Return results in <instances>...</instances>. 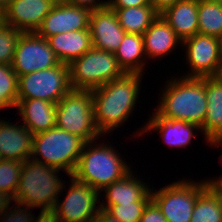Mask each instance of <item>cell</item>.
I'll return each instance as SVG.
<instances>
[{"mask_svg":"<svg viewBox=\"0 0 222 222\" xmlns=\"http://www.w3.org/2000/svg\"><path fill=\"white\" fill-rule=\"evenodd\" d=\"M33 222H61V220L53 209H42Z\"/></svg>","mask_w":222,"mask_h":222,"instance_id":"obj_36","label":"cell"},{"mask_svg":"<svg viewBox=\"0 0 222 222\" xmlns=\"http://www.w3.org/2000/svg\"><path fill=\"white\" fill-rule=\"evenodd\" d=\"M30 209L33 208L15 203L14 207H10L0 216V222H33L35 214H32Z\"/></svg>","mask_w":222,"mask_h":222,"instance_id":"obj_32","label":"cell"},{"mask_svg":"<svg viewBox=\"0 0 222 222\" xmlns=\"http://www.w3.org/2000/svg\"><path fill=\"white\" fill-rule=\"evenodd\" d=\"M151 5H153L156 10L160 13L163 11L165 8L175 4L178 1H183V0H149Z\"/></svg>","mask_w":222,"mask_h":222,"instance_id":"obj_37","label":"cell"},{"mask_svg":"<svg viewBox=\"0 0 222 222\" xmlns=\"http://www.w3.org/2000/svg\"><path fill=\"white\" fill-rule=\"evenodd\" d=\"M47 41L58 60L68 65L92 48L89 30L56 34L48 37Z\"/></svg>","mask_w":222,"mask_h":222,"instance_id":"obj_23","label":"cell"},{"mask_svg":"<svg viewBox=\"0 0 222 222\" xmlns=\"http://www.w3.org/2000/svg\"><path fill=\"white\" fill-rule=\"evenodd\" d=\"M55 126L85 142L103 137L94 122L92 91L72 89L62 97L56 104Z\"/></svg>","mask_w":222,"mask_h":222,"instance_id":"obj_6","label":"cell"},{"mask_svg":"<svg viewBox=\"0 0 222 222\" xmlns=\"http://www.w3.org/2000/svg\"><path fill=\"white\" fill-rule=\"evenodd\" d=\"M199 0H183L165 8L160 16L184 41L198 33Z\"/></svg>","mask_w":222,"mask_h":222,"instance_id":"obj_21","label":"cell"},{"mask_svg":"<svg viewBox=\"0 0 222 222\" xmlns=\"http://www.w3.org/2000/svg\"><path fill=\"white\" fill-rule=\"evenodd\" d=\"M23 124L34 135L56 125V104L41 99H18L15 107Z\"/></svg>","mask_w":222,"mask_h":222,"instance_id":"obj_20","label":"cell"},{"mask_svg":"<svg viewBox=\"0 0 222 222\" xmlns=\"http://www.w3.org/2000/svg\"><path fill=\"white\" fill-rule=\"evenodd\" d=\"M120 26L126 33L143 35L153 21L160 15L153 5L112 9Z\"/></svg>","mask_w":222,"mask_h":222,"instance_id":"obj_25","label":"cell"},{"mask_svg":"<svg viewBox=\"0 0 222 222\" xmlns=\"http://www.w3.org/2000/svg\"><path fill=\"white\" fill-rule=\"evenodd\" d=\"M59 169L31 159L22 162V171L13 196L15 203L42 209H53L64 190Z\"/></svg>","mask_w":222,"mask_h":222,"instance_id":"obj_4","label":"cell"},{"mask_svg":"<svg viewBox=\"0 0 222 222\" xmlns=\"http://www.w3.org/2000/svg\"><path fill=\"white\" fill-rule=\"evenodd\" d=\"M114 55L124 73L144 74L146 56H144L143 36L141 34L125 33L123 41Z\"/></svg>","mask_w":222,"mask_h":222,"instance_id":"obj_24","label":"cell"},{"mask_svg":"<svg viewBox=\"0 0 222 222\" xmlns=\"http://www.w3.org/2000/svg\"><path fill=\"white\" fill-rule=\"evenodd\" d=\"M143 74L124 73L121 77L91 90L94 122L99 133L105 135L122 126L133 109L140 94Z\"/></svg>","mask_w":222,"mask_h":222,"instance_id":"obj_1","label":"cell"},{"mask_svg":"<svg viewBox=\"0 0 222 222\" xmlns=\"http://www.w3.org/2000/svg\"><path fill=\"white\" fill-rule=\"evenodd\" d=\"M160 95L161 99L155 109L160 117L180 119L202 127L208 106L205 77L171 78Z\"/></svg>","mask_w":222,"mask_h":222,"instance_id":"obj_2","label":"cell"},{"mask_svg":"<svg viewBox=\"0 0 222 222\" xmlns=\"http://www.w3.org/2000/svg\"><path fill=\"white\" fill-rule=\"evenodd\" d=\"M61 62L46 38L36 32L22 33L11 66L17 76L58 66Z\"/></svg>","mask_w":222,"mask_h":222,"instance_id":"obj_11","label":"cell"},{"mask_svg":"<svg viewBox=\"0 0 222 222\" xmlns=\"http://www.w3.org/2000/svg\"><path fill=\"white\" fill-rule=\"evenodd\" d=\"M212 77L222 84V60Z\"/></svg>","mask_w":222,"mask_h":222,"instance_id":"obj_40","label":"cell"},{"mask_svg":"<svg viewBox=\"0 0 222 222\" xmlns=\"http://www.w3.org/2000/svg\"><path fill=\"white\" fill-rule=\"evenodd\" d=\"M93 222H121L116 218H113L105 210L100 209L99 212L95 215Z\"/></svg>","mask_w":222,"mask_h":222,"instance_id":"obj_38","label":"cell"},{"mask_svg":"<svg viewBox=\"0 0 222 222\" xmlns=\"http://www.w3.org/2000/svg\"><path fill=\"white\" fill-rule=\"evenodd\" d=\"M71 184L65 198L56 201L53 208L61 222H91L100 210L101 193L91 185L70 176ZM99 204V205H98Z\"/></svg>","mask_w":222,"mask_h":222,"instance_id":"obj_10","label":"cell"},{"mask_svg":"<svg viewBox=\"0 0 222 222\" xmlns=\"http://www.w3.org/2000/svg\"><path fill=\"white\" fill-rule=\"evenodd\" d=\"M13 0H0V9L2 11L12 2Z\"/></svg>","mask_w":222,"mask_h":222,"instance_id":"obj_41","label":"cell"},{"mask_svg":"<svg viewBox=\"0 0 222 222\" xmlns=\"http://www.w3.org/2000/svg\"><path fill=\"white\" fill-rule=\"evenodd\" d=\"M220 156H222V155H220ZM220 178H222V175L219 177V178H217V179H208V181L210 182V184H212V185H214Z\"/></svg>","mask_w":222,"mask_h":222,"instance_id":"obj_43","label":"cell"},{"mask_svg":"<svg viewBox=\"0 0 222 222\" xmlns=\"http://www.w3.org/2000/svg\"><path fill=\"white\" fill-rule=\"evenodd\" d=\"M108 7L110 9H122L128 7H140L150 5L149 0H108Z\"/></svg>","mask_w":222,"mask_h":222,"instance_id":"obj_34","label":"cell"},{"mask_svg":"<svg viewBox=\"0 0 222 222\" xmlns=\"http://www.w3.org/2000/svg\"><path fill=\"white\" fill-rule=\"evenodd\" d=\"M214 185L222 193V178H220Z\"/></svg>","mask_w":222,"mask_h":222,"instance_id":"obj_42","label":"cell"},{"mask_svg":"<svg viewBox=\"0 0 222 222\" xmlns=\"http://www.w3.org/2000/svg\"><path fill=\"white\" fill-rule=\"evenodd\" d=\"M89 31L92 47L112 53L119 48L126 33L109 7L91 11Z\"/></svg>","mask_w":222,"mask_h":222,"instance_id":"obj_15","label":"cell"},{"mask_svg":"<svg viewBox=\"0 0 222 222\" xmlns=\"http://www.w3.org/2000/svg\"><path fill=\"white\" fill-rule=\"evenodd\" d=\"M66 2L73 6L88 8L91 11L108 7L109 3V1L103 0H66Z\"/></svg>","mask_w":222,"mask_h":222,"instance_id":"obj_35","label":"cell"},{"mask_svg":"<svg viewBox=\"0 0 222 222\" xmlns=\"http://www.w3.org/2000/svg\"><path fill=\"white\" fill-rule=\"evenodd\" d=\"M142 36L144 53L148 60L166 57L173 50L175 51L178 44L182 45V40L160 15Z\"/></svg>","mask_w":222,"mask_h":222,"instance_id":"obj_19","label":"cell"},{"mask_svg":"<svg viewBox=\"0 0 222 222\" xmlns=\"http://www.w3.org/2000/svg\"><path fill=\"white\" fill-rule=\"evenodd\" d=\"M134 172L128 173L120 180L106 186L102 191L105 192V202L102 200L100 209L107 210L112 205H120L140 201L150 190L142 179L135 177Z\"/></svg>","mask_w":222,"mask_h":222,"instance_id":"obj_22","label":"cell"},{"mask_svg":"<svg viewBox=\"0 0 222 222\" xmlns=\"http://www.w3.org/2000/svg\"><path fill=\"white\" fill-rule=\"evenodd\" d=\"M71 90L69 65L65 63L18 77V99H41L57 104Z\"/></svg>","mask_w":222,"mask_h":222,"instance_id":"obj_9","label":"cell"},{"mask_svg":"<svg viewBox=\"0 0 222 222\" xmlns=\"http://www.w3.org/2000/svg\"><path fill=\"white\" fill-rule=\"evenodd\" d=\"M205 95L208 106L201 133L211 147H222V84L212 76L205 77Z\"/></svg>","mask_w":222,"mask_h":222,"instance_id":"obj_18","label":"cell"},{"mask_svg":"<svg viewBox=\"0 0 222 222\" xmlns=\"http://www.w3.org/2000/svg\"><path fill=\"white\" fill-rule=\"evenodd\" d=\"M189 63V73L184 77H211L221 62L220 38L197 33L182 41ZM186 47V48H185Z\"/></svg>","mask_w":222,"mask_h":222,"instance_id":"obj_12","label":"cell"},{"mask_svg":"<svg viewBox=\"0 0 222 222\" xmlns=\"http://www.w3.org/2000/svg\"><path fill=\"white\" fill-rule=\"evenodd\" d=\"M51 1L54 2L55 4L66 2V0H51Z\"/></svg>","mask_w":222,"mask_h":222,"instance_id":"obj_45","label":"cell"},{"mask_svg":"<svg viewBox=\"0 0 222 222\" xmlns=\"http://www.w3.org/2000/svg\"><path fill=\"white\" fill-rule=\"evenodd\" d=\"M95 141L85 143L72 176L102 192L106 186L122 179L132 170L112 145L102 142L98 145Z\"/></svg>","mask_w":222,"mask_h":222,"instance_id":"obj_3","label":"cell"},{"mask_svg":"<svg viewBox=\"0 0 222 222\" xmlns=\"http://www.w3.org/2000/svg\"><path fill=\"white\" fill-rule=\"evenodd\" d=\"M18 76L11 64H0V110L16 107Z\"/></svg>","mask_w":222,"mask_h":222,"instance_id":"obj_28","label":"cell"},{"mask_svg":"<svg viewBox=\"0 0 222 222\" xmlns=\"http://www.w3.org/2000/svg\"><path fill=\"white\" fill-rule=\"evenodd\" d=\"M220 47H221V59H222V38H220Z\"/></svg>","mask_w":222,"mask_h":222,"instance_id":"obj_46","label":"cell"},{"mask_svg":"<svg viewBox=\"0 0 222 222\" xmlns=\"http://www.w3.org/2000/svg\"><path fill=\"white\" fill-rule=\"evenodd\" d=\"M123 74L114 53L94 47L69 64L70 86L76 90L99 88Z\"/></svg>","mask_w":222,"mask_h":222,"instance_id":"obj_7","label":"cell"},{"mask_svg":"<svg viewBox=\"0 0 222 222\" xmlns=\"http://www.w3.org/2000/svg\"><path fill=\"white\" fill-rule=\"evenodd\" d=\"M33 134L23 124L0 119V158L24 162L31 158Z\"/></svg>","mask_w":222,"mask_h":222,"instance_id":"obj_17","label":"cell"},{"mask_svg":"<svg viewBox=\"0 0 222 222\" xmlns=\"http://www.w3.org/2000/svg\"><path fill=\"white\" fill-rule=\"evenodd\" d=\"M22 162L0 159V188L11 197L14 196L19 184Z\"/></svg>","mask_w":222,"mask_h":222,"instance_id":"obj_30","label":"cell"},{"mask_svg":"<svg viewBox=\"0 0 222 222\" xmlns=\"http://www.w3.org/2000/svg\"><path fill=\"white\" fill-rule=\"evenodd\" d=\"M91 10L67 2L54 4L36 33L44 38L77 30H89Z\"/></svg>","mask_w":222,"mask_h":222,"instance_id":"obj_13","label":"cell"},{"mask_svg":"<svg viewBox=\"0 0 222 222\" xmlns=\"http://www.w3.org/2000/svg\"><path fill=\"white\" fill-rule=\"evenodd\" d=\"M222 193L210 184L197 198L191 222H221Z\"/></svg>","mask_w":222,"mask_h":222,"instance_id":"obj_26","label":"cell"},{"mask_svg":"<svg viewBox=\"0 0 222 222\" xmlns=\"http://www.w3.org/2000/svg\"><path fill=\"white\" fill-rule=\"evenodd\" d=\"M85 143L77 135L55 126L34 134L30 159L72 176Z\"/></svg>","mask_w":222,"mask_h":222,"instance_id":"obj_5","label":"cell"},{"mask_svg":"<svg viewBox=\"0 0 222 222\" xmlns=\"http://www.w3.org/2000/svg\"><path fill=\"white\" fill-rule=\"evenodd\" d=\"M194 130H201V127L187 121L180 119H168L160 117L156 112H153L152 117L148 119L147 123L138 132L137 136L142 134L159 132L163 138V142L168 144L170 147H185L192 142Z\"/></svg>","mask_w":222,"mask_h":222,"instance_id":"obj_16","label":"cell"},{"mask_svg":"<svg viewBox=\"0 0 222 222\" xmlns=\"http://www.w3.org/2000/svg\"><path fill=\"white\" fill-rule=\"evenodd\" d=\"M210 185L205 181L178 180L159 190L151 189V198L160 208L167 222H191L198 196Z\"/></svg>","mask_w":222,"mask_h":222,"instance_id":"obj_8","label":"cell"},{"mask_svg":"<svg viewBox=\"0 0 222 222\" xmlns=\"http://www.w3.org/2000/svg\"><path fill=\"white\" fill-rule=\"evenodd\" d=\"M203 1L213 2V3H220V4H222V0H203Z\"/></svg>","mask_w":222,"mask_h":222,"instance_id":"obj_44","label":"cell"},{"mask_svg":"<svg viewBox=\"0 0 222 222\" xmlns=\"http://www.w3.org/2000/svg\"><path fill=\"white\" fill-rule=\"evenodd\" d=\"M54 4L51 0H13L3 11L2 21L23 33L36 32Z\"/></svg>","mask_w":222,"mask_h":222,"instance_id":"obj_14","label":"cell"},{"mask_svg":"<svg viewBox=\"0 0 222 222\" xmlns=\"http://www.w3.org/2000/svg\"><path fill=\"white\" fill-rule=\"evenodd\" d=\"M152 200L151 190L137 202L112 205L106 212L121 222H139L146 205Z\"/></svg>","mask_w":222,"mask_h":222,"instance_id":"obj_29","label":"cell"},{"mask_svg":"<svg viewBox=\"0 0 222 222\" xmlns=\"http://www.w3.org/2000/svg\"><path fill=\"white\" fill-rule=\"evenodd\" d=\"M198 33L222 38V4L199 0Z\"/></svg>","mask_w":222,"mask_h":222,"instance_id":"obj_27","label":"cell"},{"mask_svg":"<svg viewBox=\"0 0 222 222\" xmlns=\"http://www.w3.org/2000/svg\"><path fill=\"white\" fill-rule=\"evenodd\" d=\"M23 32L0 21V64H11Z\"/></svg>","mask_w":222,"mask_h":222,"instance_id":"obj_31","label":"cell"},{"mask_svg":"<svg viewBox=\"0 0 222 222\" xmlns=\"http://www.w3.org/2000/svg\"><path fill=\"white\" fill-rule=\"evenodd\" d=\"M139 222H167L157 204L151 200L145 207Z\"/></svg>","mask_w":222,"mask_h":222,"instance_id":"obj_33","label":"cell"},{"mask_svg":"<svg viewBox=\"0 0 222 222\" xmlns=\"http://www.w3.org/2000/svg\"><path fill=\"white\" fill-rule=\"evenodd\" d=\"M11 201H13V197L10 195L0 194V216L9 209Z\"/></svg>","mask_w":222,"mask_h":222,"instance_id":"obj_39","label":"cell"}]
</instances>
